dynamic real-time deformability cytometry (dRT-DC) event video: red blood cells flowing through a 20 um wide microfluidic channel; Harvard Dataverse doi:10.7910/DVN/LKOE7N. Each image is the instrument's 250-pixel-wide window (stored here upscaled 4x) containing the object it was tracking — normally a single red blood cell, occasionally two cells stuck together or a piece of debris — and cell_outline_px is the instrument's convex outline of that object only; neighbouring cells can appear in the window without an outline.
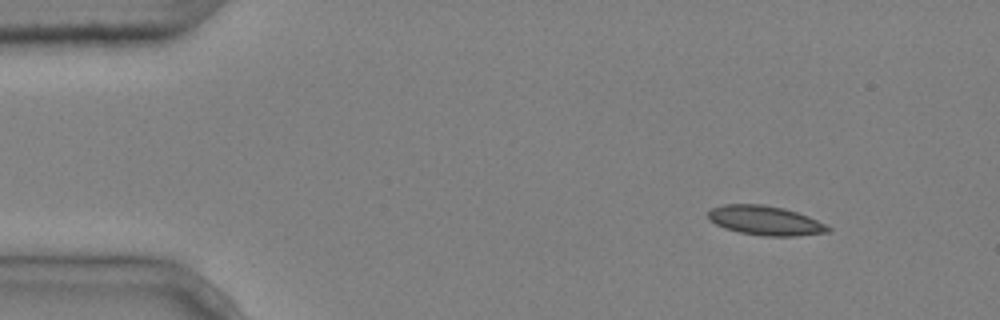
{"species": "common noctule bat (a hibernating species)", "species_latin": "Nyctalus noctula", "temperature_condition": "cold", "stored_images_in_passage": 4, "camera_frame_rate_fps": 3000, "um_per_image_px": 0.085, "animal": {"sex": "male", "body_mass_g": 20.4}, "frame": {"image": 1, "passage_image": 1, "time_ms": 0.0, "image_size_px": [1000, 320], "cell_outline_px": [[832, 228], [828, 232], [796, 236], [764, 236], [740, 232], [724, 228], [708, 220], [708, 212], [712, 208], [724, 204], [764, 204], [784, 208], [808, 216]], "centroid_in_image_um": [65.02, 18.74], "position_along_channel_um": 20.0, "area_um2": 20.46}}
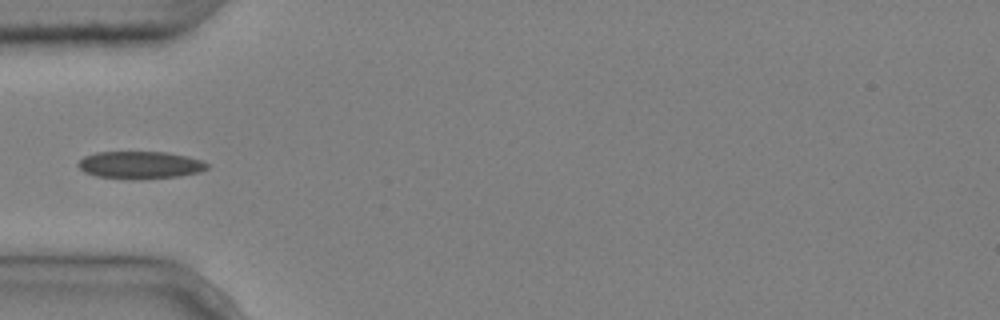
{"frame": {"image": 2, "passage_image": 4, "time_ms": 1.0, "image_size_px": [1000, 320], "cell_outline_px": [[208, 168], [200, 172], [180, 176], [96, 176], [84, 172], [76, 164], [84, 156], [96, 152], [168, 152], [204, 160], [208, 164]], "centroid_in_image_um": [11.94, 13.96], "position_along_channel_um": 73.1, "area_um2": 19.65}}